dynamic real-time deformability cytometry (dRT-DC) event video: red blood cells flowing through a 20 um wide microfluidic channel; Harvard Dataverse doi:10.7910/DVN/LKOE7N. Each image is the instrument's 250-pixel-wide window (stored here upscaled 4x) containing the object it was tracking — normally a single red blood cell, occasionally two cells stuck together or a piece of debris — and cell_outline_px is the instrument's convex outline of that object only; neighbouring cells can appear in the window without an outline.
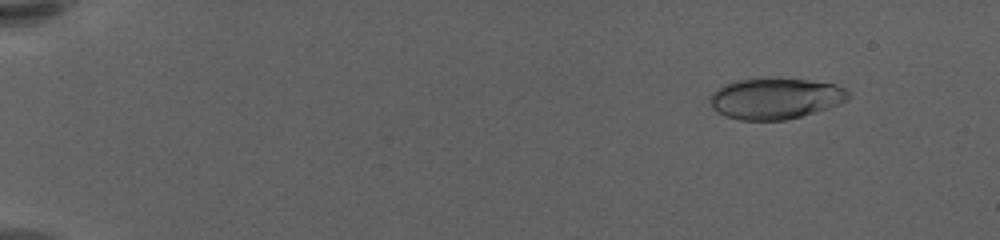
{"species": "human", "species_latin": "Homo sapiens", "temperature_condition": "warm", "stored_images_in_passage": 59, "camera_frame_rate_fps": 3000, "um_per_image_px": 0.085, "donor": {"sex": "female"}, "frame": {"image": 1, "passage_image": 7, "time_ms": 2.0, "image_size_px": [1000, 240], "cell_outline_px": [[848, 100], [828, 108], [800, 116], [784, 120], [740, 120], [716, 112], [712, 108], [708, 100], [708, 96], [716, 88], [724, 84], [736, 80], [808, 80], [832, 84], [844, 88], [848, 92]], "centroid_in_image_um": [65.84, 8.39], "position_along_channel_um": 19.2, "area_um2": 32.48}}
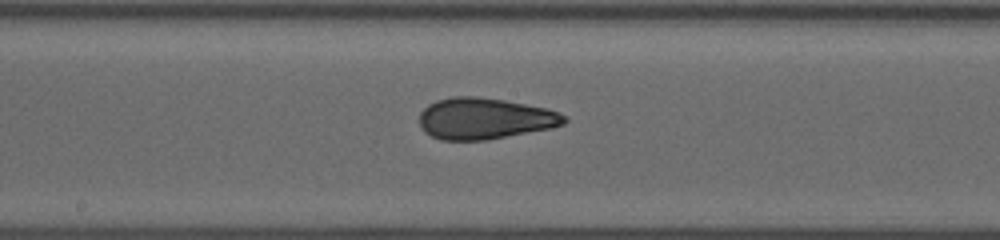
{"frame": {"image": 2, "passage_image": 34, "time_ms": 11.0, "image_size_px": [1000, 240], "cell_outline_px": [[568, 120], [564, 124], [552, 128], [488, 140], [440, 140], [424, 132], [420, 124], [420, 112], [428, 104], [436, 100], [452, 96], [476, 96], [504, 100], [548, 108], [564, 116]], "centroid_in_image_um": [41.18, 10.08], "position_along_channel_um": 207.0, "area_um2": 35.03}}
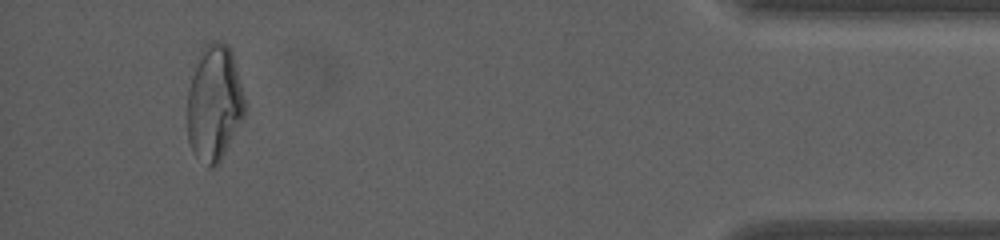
{"frame": {"image": 3, "passage_image": 56, "time_ms": 18.333, "image_size_px": [1000, 240], "cell_outline_px": [[244, 116], [216, 168], [208, 168], [192, 152], [188, 140], [188, 88], [200, 52], [204, 44], [212, 40], [216, 40], [228, 44], [232, 52], [244, 96]], "centroid_in_image_um": [18.2, 8.77], "position_along_channel_um": 417.0, "area_um2": 38.67}, "authors_computed_cell_mechanics": {"area_um2": 34.0442, "velocity_mm_per_s": 3.6285, "shape_relaxation_time_tau1_ms": 8.5929, "shape_relaxation_time_tau2_ms": 1.2733, "deformation_change_tau1": 0.2343, "deformation_change_tau2": 0.0858}}